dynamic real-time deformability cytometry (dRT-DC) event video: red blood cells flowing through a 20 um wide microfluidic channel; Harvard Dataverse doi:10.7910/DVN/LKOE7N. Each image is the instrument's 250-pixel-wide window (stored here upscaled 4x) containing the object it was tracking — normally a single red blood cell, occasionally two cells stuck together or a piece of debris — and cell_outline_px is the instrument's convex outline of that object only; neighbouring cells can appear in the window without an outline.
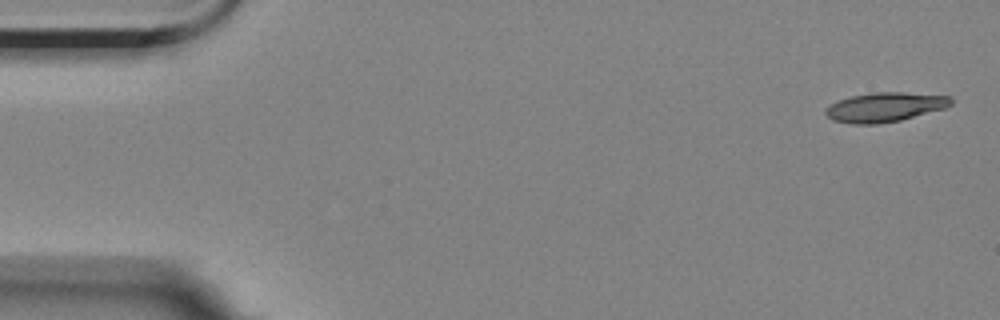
{"species": "Egyptian fruit bat (a non-hibernating species)", "species_latin": "Rousettus aegyptiacus", "temperature_condition": "room temperature", "stored_images_in_passage": 5, "camera_frame_rate_fps": 3000, "um_per_image_px": 0.085, "animal": {"sex": "female"}, "frame": {"image": 1, "passage_image": 1, "time_ms": 0.0, "image_size_px": [1000, 320], "cell_outline_px": [[952, 104], [944, 108], [900, 120], [876, 124], [852, 124], [832, 120], [824, 112], [824, 108], [840, 100], [852, 96], [876, 92], [904, 92], [952, 96]], "centroid_in_image_um": [75.22, 9.1], "position_along_channel_um": 9.8, "area_um2": 21.33}}
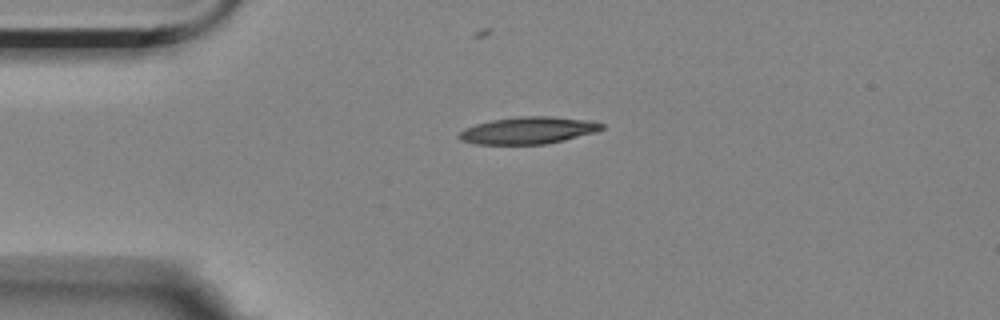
{"frame": {"image": 2, "passage_image": 4, "time_ms": 3.667, "image_size_px": [1000, 320], "cell_outline_px": [[604, 128], [596, 132], [548, 144], [476, 144], [460, 140], [456, 136], [464, 128], [476, 124], [492, 120], [516, 116], [552, 116], [592, 120], [604, 124]], "centroid_in_image_um": [44.91, 11.08], "position_along_channel_um": 40.1, "area_um2": 22.72}}